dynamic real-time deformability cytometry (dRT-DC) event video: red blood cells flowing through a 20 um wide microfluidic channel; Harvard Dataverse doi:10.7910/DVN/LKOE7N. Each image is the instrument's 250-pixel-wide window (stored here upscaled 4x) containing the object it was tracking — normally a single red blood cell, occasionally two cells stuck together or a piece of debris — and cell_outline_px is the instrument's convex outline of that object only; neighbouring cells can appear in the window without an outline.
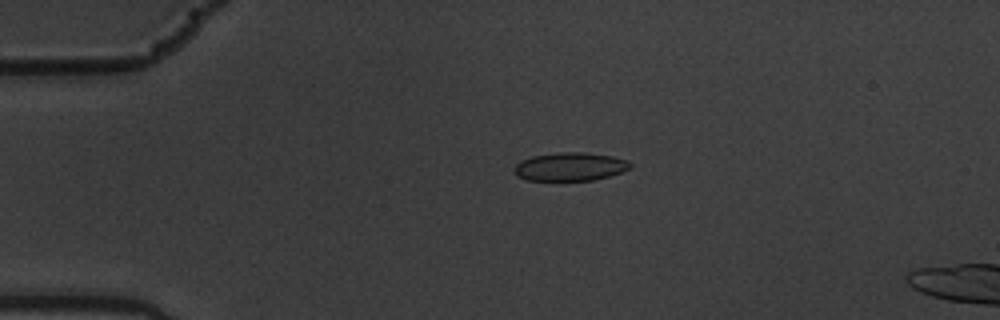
{"species": "common noctule bat (a hibernating species)", "species_latin": "Nyctalus noctula", "temperature_condition": "warm", "stored_images_in_passage": 7, "camera_frame_rate_fps": 3000, "um_per_image_px": 0.085, "animal": {"sex": "male", "body_mass_g": 19.5, "forearm_length_mm": 54.6}, "frame": {"image": 1, "passage_image": 1, "time_ms": 0.0, "image_size_px": [1000, 320], "cell_outline_px": [[632, 168], [608, 176], [592, 180], [560, 184], [524, 180], [516, 176], [512, 168], [520, 160], [532, 156], [560, 152], [584, 152], [612, 156], [628, 160], [632, 164]], "centroid_in_image_um": [48.38, 14.22], "position_along_channel_um": 36.6, "area_um2": 20.29}}
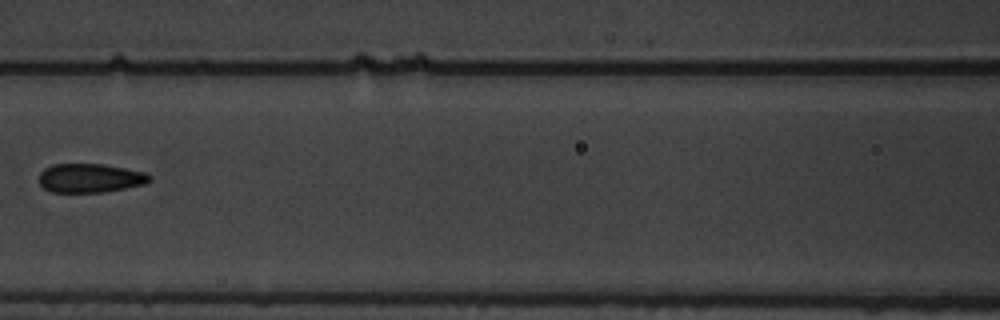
{"frame": {"image": 2, "passage_image": 5, "time_ms": 1.333, "image_size_px": [1000, 320], "cell_outline_px": [[152, 180], [144, 184], [104, 192], [52, 192], [44, 188], [40, 184], [40, 172], [44, 168], [52, 164], [104, 164], [144, 172], [152, 176]], "centroid_in_image_um": [7.66, 15.13], "position_along_channel_um": 158.9, "area_um2": 18.61}}
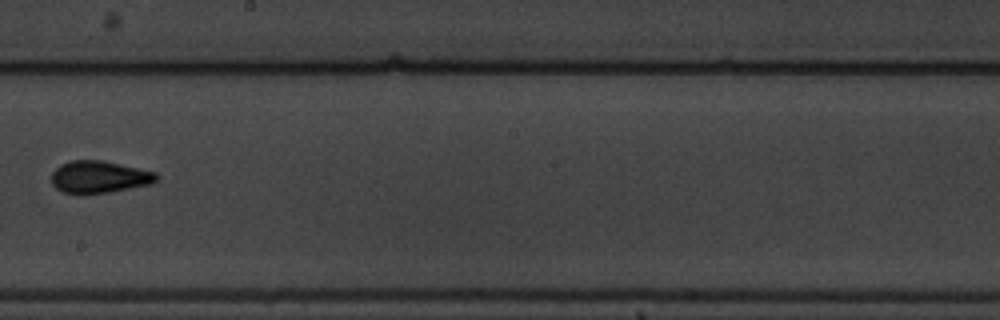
{"frame": {"image": 3, "passage_image": 7, "time_ms": 2.0, "image_size_px": [1000, 320], "cell_outline_px": [[160, 180], [152, 184], [108, 192], [84, 196], [80, 196], [64, 192], [56, 188], [52, 184], [52, 172], [60, 164], [68, 160], [100, 160], [120, 164], [156, 172], [160, 176]], "centroid_in_image_um": [8.43, 15.06], "position_along_channel_um": 239.8, "area_um2": 20.17}}